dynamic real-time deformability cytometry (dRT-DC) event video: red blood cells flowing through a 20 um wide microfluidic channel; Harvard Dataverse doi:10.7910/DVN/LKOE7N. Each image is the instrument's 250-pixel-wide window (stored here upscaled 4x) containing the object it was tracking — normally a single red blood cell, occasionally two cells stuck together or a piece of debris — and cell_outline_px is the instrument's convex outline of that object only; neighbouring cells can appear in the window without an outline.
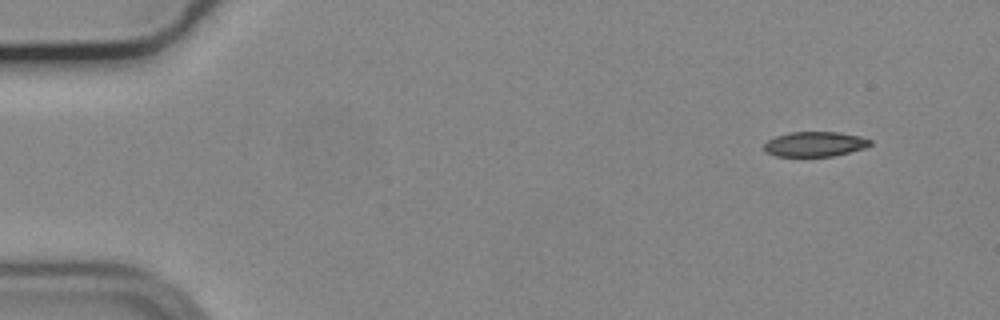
{"species": "common noctule bat (a hibernating species)", "species_latin": "Nyctalus noctula", "temperature_condition": "cold", "stored_images_in_passage": 51, "camera_frame_rate_fps": 3000, "um_per_image_px": 0.085, "animal": {"sex": "male", "body_mass_g": 19.2, "forearm_length_mm": 51.8}, "frame": {"image": 1, "passage_image": 1, "time_ms": 0.0, "image_size_px": [1000, 320], "cell_outline_px": [[872, 144], [864, 148], [832, 156], [776, 156], [764, 152], [764, 144], [768, 140], [776, 136], [792, 132], [840, 132], [860, 136], [872, 140]], "centroid_in_image_um": [69.26, 12.24], "position_along_channel_um": 15.7, "area_um2": 15.37}}
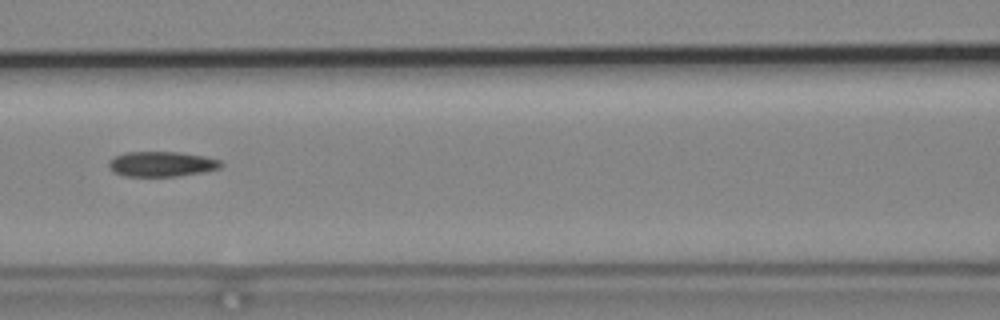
{"frame": {"image": 2, "passage_image": 21, "time_ms": 6.667, "image_size_px": [1000, 320], "cell_outline_px": [[224, 164], [220, 168], [204, 172], [176, 176], [124, 176], [112, 172], [108, 168], [108, 160], [116, 156], [128, 152], [180, 152], [204, 156], [220, 160]], "centroid_in_image_um": [13.73, 13.94], "position_along_channel_um": 152.9, "area_um2": 16.53}}
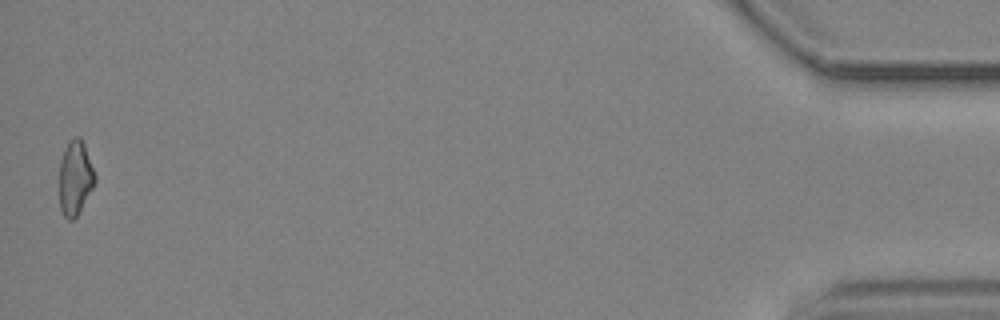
{"frame": {"image": 3, "passage_image": 51, "time_ms": 16.667, "image_size_px": [1000, 320], "cell_outline_px": [[96, 180], [92, 188], [76, 216], [72, 220], [68, 220], [64, 216], [60, 208], [60, 160], [68, 144], [76, 136], [80, 136], [84, 144], [96, 176]], "centroid_in_image_um": [6.39, 15.13], "position_along_channel_um": 428.8, "area_um2": 15.03}, "authors_computed_cell_mechanics": {"area_um2": 16.473, "velocity_mm_per_s": 3.7073, "shape_relaxation_time_tau1_ms": null, "shape_relaxation_time_tau2_ms": 10.9436, "deformation_change_tau1": null, "deformation_change_tau2": 0.1749}}